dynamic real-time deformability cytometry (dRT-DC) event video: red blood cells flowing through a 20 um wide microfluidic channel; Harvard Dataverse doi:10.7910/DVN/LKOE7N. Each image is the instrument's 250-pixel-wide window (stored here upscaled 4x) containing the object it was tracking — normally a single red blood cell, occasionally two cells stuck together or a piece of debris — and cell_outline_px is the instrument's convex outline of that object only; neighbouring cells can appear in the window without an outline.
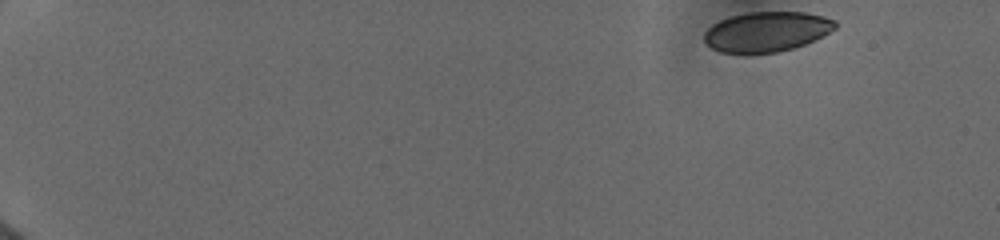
{"species": "human", "species_latin": "Homo sapiens", "temperature_condition": "cold", "stored_images_in_passage": 8, "camera_frame_rate_fps": 3000, "um_per_image_px": 0.085, "donor": {"sex": "female"}, "frame": {"image": 1, "passage_image": 1, "time_ms": 0.0, "image_size_px": [1000, 240], "cell_outline_px": [[836, 28], [804, 44], [792, 48], [776, 52], [720, 52], [704, 44], [704, 32], [712, 24], [720, 20], [732, 16], [748, 12], [804, 12], [824, 16], [836, 20]], "centroid_in_image_um": [65.14, 2.67], "position_along_channel_um": 19.9, "area_um2": 30.17}}
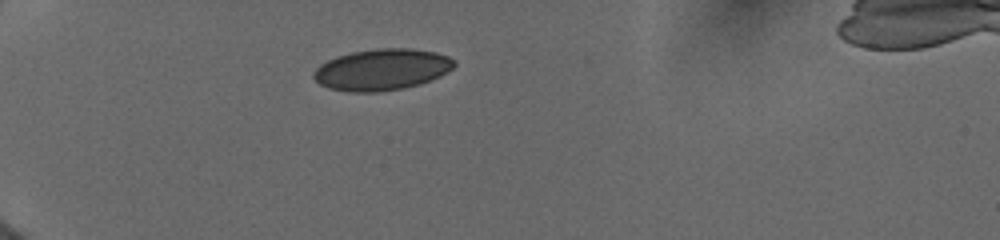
{"frame": {"image": 2, "passage_image": 6, "time_ms": 4.0, "image_size_px": [1000, 240], "cell_outline_px": [[456, 64], [448, 72], [440, 76], [420, 84], [404, 88], [380, 92], [352, 92], [328, 88], [320, 84], [312, 76], [312, 72], [320, 64], [336, 56], [352, 52], [376, 48], [412, 48], [436, 52], [448, 56], [456, 60]], "centroid_in_image_um": [32.47, 5.91], "position_along_channel_um": 52.5, "area_um2": 34.16}}
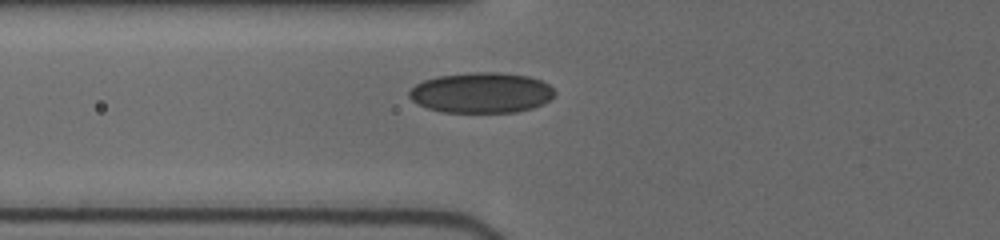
{"frame": {"image": 3, "passage_image": 8, "time_ms": 5.667, "image_size_px": [1000, 240], "cell_outline_px": [[556, 92], [544, 104], [532, 108], [516, 112], [444, 112], [428, 108], [412, 100], [408, 96], [408, 92], [416, 84], [424, 80], [436, 76], [468, 72], [500, 72], [528, 76], [540, 80], [548, 84]], "centroid_in_image_um": [40.91, 7.87], "position_along_channel_um": 84.9, "area_um2": 34.33}}